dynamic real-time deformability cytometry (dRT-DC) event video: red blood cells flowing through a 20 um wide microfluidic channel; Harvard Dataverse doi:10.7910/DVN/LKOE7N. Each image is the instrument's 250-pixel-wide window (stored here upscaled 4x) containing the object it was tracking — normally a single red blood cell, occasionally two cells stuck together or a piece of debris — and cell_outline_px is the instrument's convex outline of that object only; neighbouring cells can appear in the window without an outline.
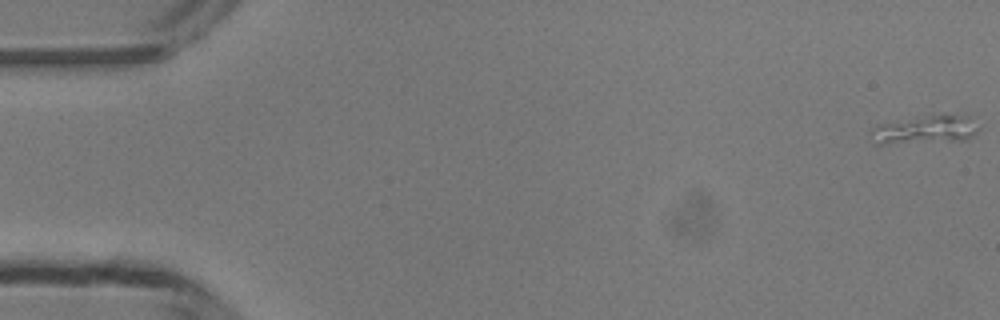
{"species": "common noctule bat (a hibernating species)", "species_latin": "Nyctalus noctula", "temperature_condition": "room temperature", "stored_images_in_passage": 10, "camera_frame_rate_fps": 3000, "um_per_image_px": 0.085, "animal": {"sex": "male", "body_mass_g": 13.3}, "frame": {"image": 1, "passage_image": 1, "time_ms": 0.0, "image_size_px": [1000, 320], "cell_outline_px": [[980, 128], [972, 136], [964, 140], [884, 144], [872, 144], [872, 128], [880, 124], [932, 112], [968, 116]], "centroid_in_image_um": [78.64, 10.99], "position_along_channel_um": 6.4, "area_um2": 18.32}}